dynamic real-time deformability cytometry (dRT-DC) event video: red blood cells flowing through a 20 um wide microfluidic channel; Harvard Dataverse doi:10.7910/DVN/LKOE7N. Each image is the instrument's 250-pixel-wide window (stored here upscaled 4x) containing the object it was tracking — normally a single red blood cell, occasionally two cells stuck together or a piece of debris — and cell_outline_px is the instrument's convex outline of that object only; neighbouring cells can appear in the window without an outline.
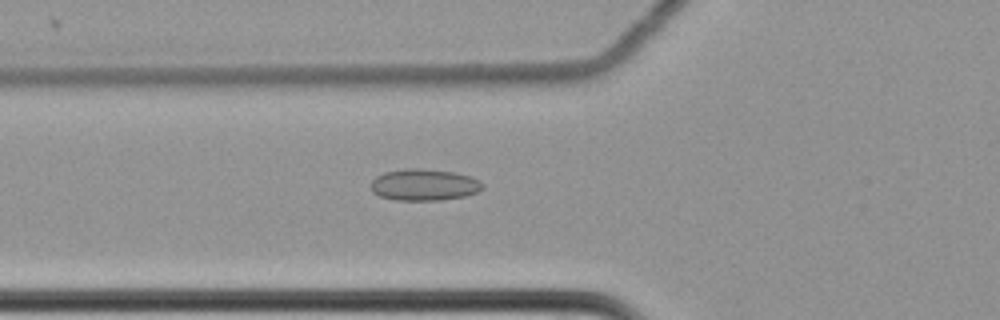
{"species": "common noctule bat (a hibernating species)", "species_latin": "Nyctalus noctula", "temperature_condition": "cold", "stored_images_in_passage": 61, "camera_frame_rate_fps": 3000, "um_per_image_px": 0.085, "animal": {"sex": "female", "body_mass_g": 22.7, "forearm_length_mm": 54.2}, "frame": {"image": 1, "passage_image": 24, "time_ms": 7.667, "image_size_px": [1000, 320], "cell_outline_px": [[484, 188], [476, 192], [464, 196], [440, 200], [396, 200], [380, 196], [372, 192], [372, 180], [376, 176], [384, 172], [404, 168], [420, 168], [456, 172], [480, 180], [484, 184]], "centroid_in_image_um": [36.05, 15.69], "position_along_channel_um": 89.7, "area_um2": 20.63}}
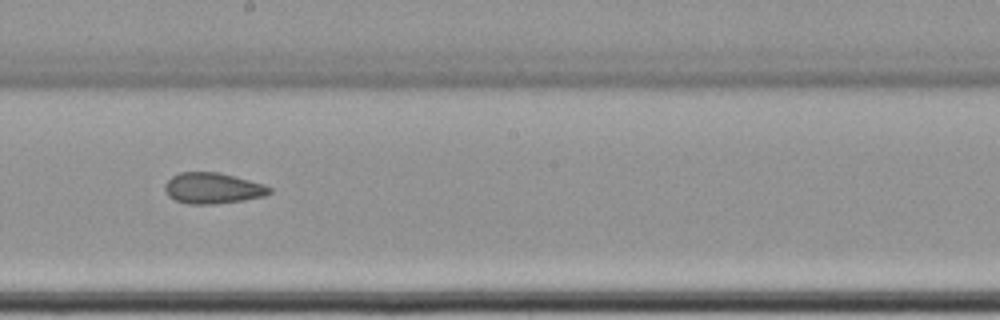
{"frame": {"image": 2, "passage_image": 36, "time_ms": 11.667, "image_size_px": [1000, 320], "cell_outline_px": [[272, 192], [264, 196], [244, 200], [216, 204], [188, 204], [176, 200], [168, 196], [164, 188], [164, 184], [172, 176], [180, 172], [220, 172], [264, 184], [272, 188]], "centroid_in_image_um": [18.09, 16.0], "position_along_channel_um": 230.1, "area_um2": 18.96}}
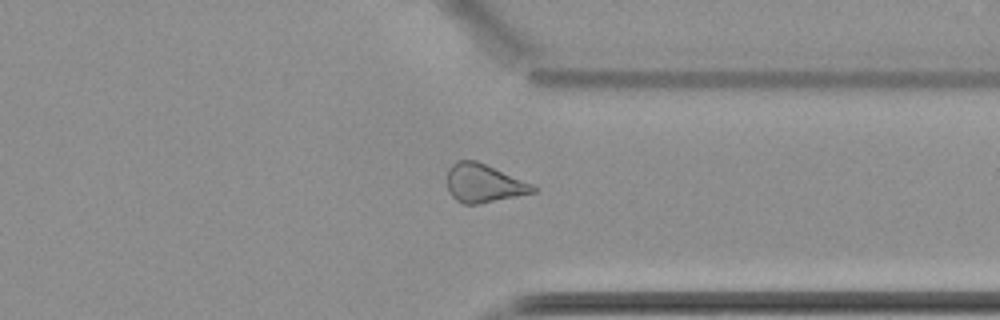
{"frame": {"image": 3, "passage_image": 48, "time_ms": 15.667, "image_size_px": [1000, 320], "cell_outline_px": [[540, 188], [536, 192], [480, 204], [464, 204], [456, 200], [448, 192], [448, 168], [456, 160], [476, 160], [532, 184]], "centroid_in_image_um": [41.12, 15.58], "position_along_channel_um": 370.3, "area_um2": 19.25}, "authors_computed_cell_mechanics": {"area_um2": 20.2878, "velocity_mm_per_s": 3.5076, "shape_relaxation_time_tau1_ms": null, "shape_relaxation_time_tau2_ms": 3.6127, "deformation_change_tau1": null, "deformation_change_tau2": 0.0836}}